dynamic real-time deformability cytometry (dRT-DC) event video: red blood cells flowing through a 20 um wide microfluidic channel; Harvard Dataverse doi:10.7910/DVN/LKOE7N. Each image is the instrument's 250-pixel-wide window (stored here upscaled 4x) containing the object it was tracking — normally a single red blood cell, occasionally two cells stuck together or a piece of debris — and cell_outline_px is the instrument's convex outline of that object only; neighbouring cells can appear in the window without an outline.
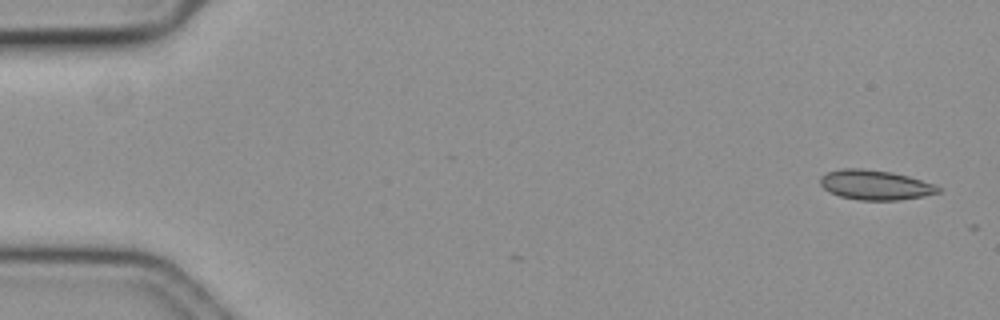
{"species": "common noctule bat (a hibernating species)", "species_latin": "Nyctalus noctula", "temperature_condition": "cold", "stored_images_in_passage": 2, "camera_frame_rate_fps": 3000, "um_per_image_px": 0.085, "animal": {"sex": "female", "body_mass_g": 19.3, "forearm_length_mm": 54.1}, "frame": {"image": 1, "passage_image": 2, "time_ms": 0.333, "image_size_px": [1000, 320], "cell_outline_px": [[944, 188], [940, 192], [924, 196], [900, 200], [860, 200], [840, 196], [828, 192], [820, 184], [820, 176], [828, 172], [844, 168], [864, 168], [892, 172], [908, 176], [936, 184]], "centroid_in_image_um": [74.43, 15.72], "position_along_channel_um": 10.6, "area_um2": 20.69}}